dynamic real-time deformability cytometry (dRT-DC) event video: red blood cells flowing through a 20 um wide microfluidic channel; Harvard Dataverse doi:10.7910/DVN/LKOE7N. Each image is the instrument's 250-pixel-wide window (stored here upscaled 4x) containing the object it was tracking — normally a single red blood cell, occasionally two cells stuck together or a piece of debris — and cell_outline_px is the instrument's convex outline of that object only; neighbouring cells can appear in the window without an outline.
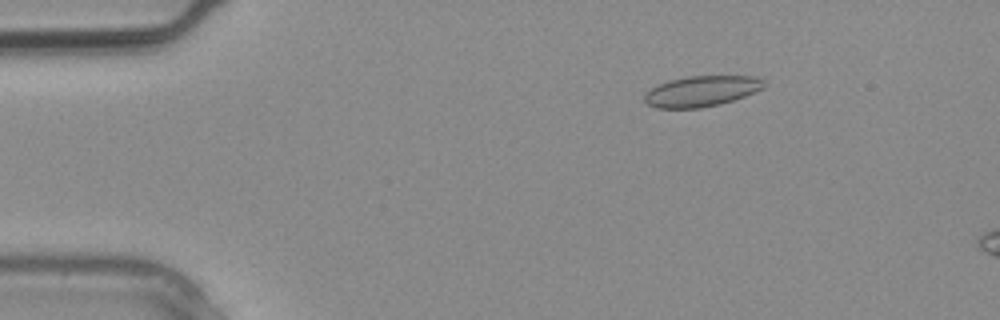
{"species": "common noctule bat (a hibernating species)", "species_latin": "Nyctalus noctula", "temperature_condition": "warm", "stored_images_in_passage": 2, "camera_frame_rate_fps": 3000, "um_per_image_px": 0.085, "animal": {"sex": "male", "body_mass_g": 20.4}, "frame": {"image": 1, "passage_image": 2, "time_ms": 0.333, "image_size_px": [1000, 320], "cell_outline_px": [[764, 88], [744, 96], [720, 104], [700, 108], [656, 108], [648, 104], [644, 100], [644, 96], [652, 88], [668, 80], [688, 76], [756, 76], [764, 80]], "centroid_in_image_um": [59.64, 7.75], "position_along_channel_um": 25.4, "area_um2": 21.21}}